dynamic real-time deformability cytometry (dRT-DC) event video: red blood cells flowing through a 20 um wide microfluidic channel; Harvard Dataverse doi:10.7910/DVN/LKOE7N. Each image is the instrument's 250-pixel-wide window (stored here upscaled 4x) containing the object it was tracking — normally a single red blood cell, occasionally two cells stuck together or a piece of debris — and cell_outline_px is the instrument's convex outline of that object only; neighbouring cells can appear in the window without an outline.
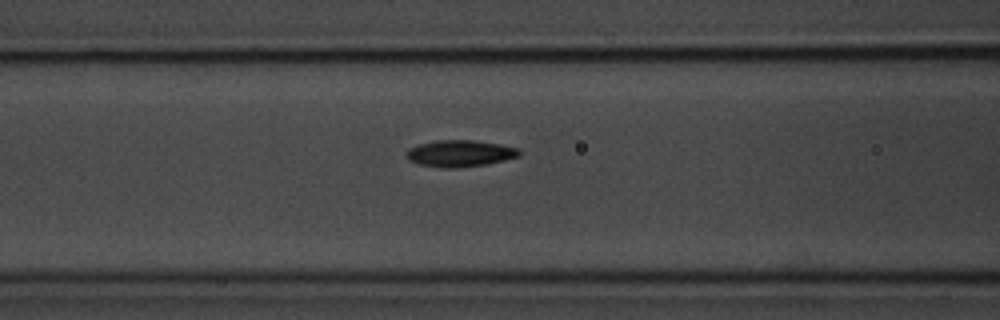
{"species": "common noctule bat (a hibernating species)", "species_latin": "Nyctalus noctula", "temperature_condition": "room temperature", "stored_images_in_passage": 4, "segment_of_instrument_passage": [2, 2], "camera_frame_rate_fps": 3000, "um_per_image_px": 0.085, "animal": {"sex": "male", "body_mass_g": 20.1, "forearm_length_mm": 53.5}, "frame": {"image": 1, "passage_image": 4, "time_ms": 3.667, "image_size_px": [1000, 320], "cell_outline_px": [[520, 156], [504, 160], [484, 164], [456, 168], [444, 168], [416, 164], [408, 160], [404, 156], [404, 152], [408, 148], [420, 144], [436, 140], [472, 140], [500, 144], [520, 148]], "centroid_in_image_um": [39.04, 13.04], "position_along_channel_um": 127.6, "area_um2": 17.69}}